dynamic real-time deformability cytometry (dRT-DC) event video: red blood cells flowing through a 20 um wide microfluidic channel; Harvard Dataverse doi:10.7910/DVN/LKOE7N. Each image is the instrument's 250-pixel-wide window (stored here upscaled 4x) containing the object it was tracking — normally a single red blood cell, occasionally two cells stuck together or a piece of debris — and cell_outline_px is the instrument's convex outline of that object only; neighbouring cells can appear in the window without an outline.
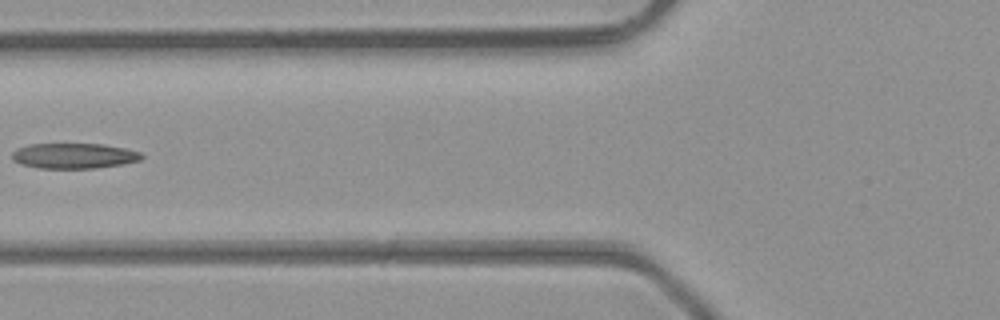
{"species": "common noctule bat (a hibernating species)", "species_latin": "Nyctalus noctula", "temperature_condition": "room temperature", "stored_images_in_passage": 4, "camera_frame_rate_fps": 3000, "um_per_image_px": 0.085, "animal": {"sex": "male", "body_mass_g": 23.1, "forearm_length_mm": 52.7}, "frame": {"image": 1, "passage_image": 4, "time_ms": 1.0, "image_size_px": [1000, 320], "cell_outline_px": [[144, 156], [140, 160], [124, 164], [92, 168], [40, 168], [20, 164], [12, 160], [12, 152], [16, 148], [28, 144], [104, 144], [124, 148], [140, 152]], "centroid_in_image_um": [6.26, 13.24], "position_along_channel_um": 119.5, "area_um2": 19.19}}